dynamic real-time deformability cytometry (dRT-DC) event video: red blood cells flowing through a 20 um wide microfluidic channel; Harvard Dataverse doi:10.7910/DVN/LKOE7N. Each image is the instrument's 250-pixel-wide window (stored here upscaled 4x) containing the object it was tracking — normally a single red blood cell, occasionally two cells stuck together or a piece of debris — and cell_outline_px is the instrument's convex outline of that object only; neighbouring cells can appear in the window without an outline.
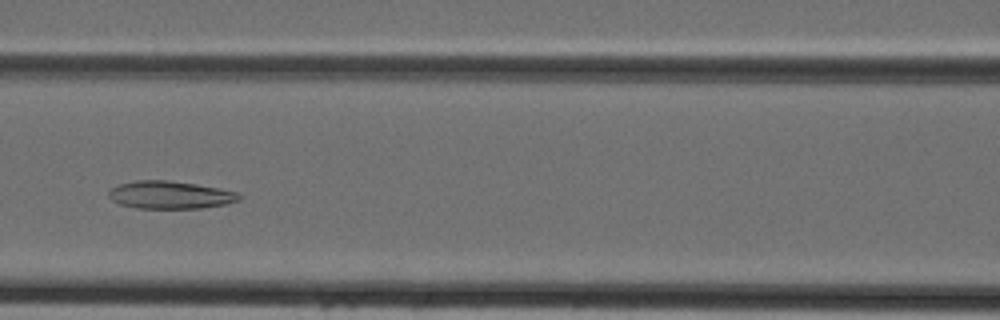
{"species": "Egyptian fruit bat (a non-hibernating species)", "species_latin": "Rousettus aegyptiacus", "temperature_condition": "cold", "stored_images_in_passage": 44, "camera_frame_rate_fps": 3000, "um_per_image_px": 0.085, "animal": {"sex": "female"}, "frame": {"image": 1, "passage_image": 19, "time_ms": 6.0, "image_size_px": [1000, 320], "cell_outline_px": [[240, 200], [224, 204], [200, 208], [136, 208], [120, 204], [112, 200], [108, 196], [108, 192], [112, 188], [120, 184], [136, 180], [168, 180], [196, 184], [220, 188], [236, 192], [240, 196]], "centroid_in_image_um": [14.44, 16.56], "position_along_channel_um": 152.2, "area_um2": 20.92}}
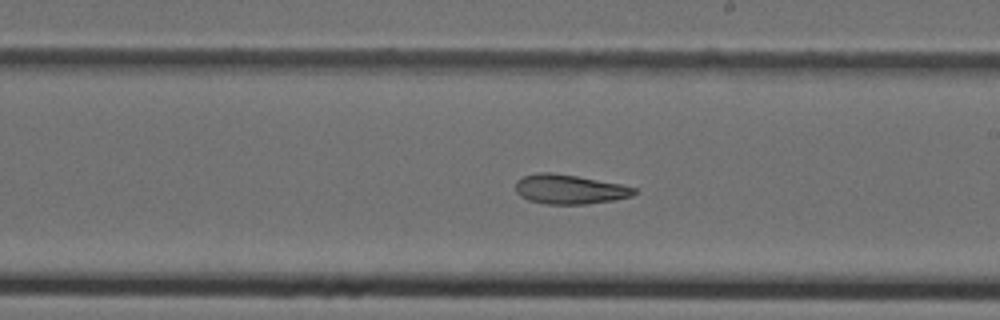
{"frame": {"image": 2, "passage_image": 25, "time_ms": 8.0, "image_size_px": [1000, 320], "cell_outline_px": [[640, 192], [632, 196], [612, 200], [588, 204], [544, 204], [528, 200], [520, 196], [516, 192], [516, 180], [524, 176], [536, 172], [552, 172], [576, 176], [620, 184], [636, 188]], "centroid_in_image_um": [48.4, 16.09], "position_along_channel_um": 240.6, "area_um2": 20.46}}
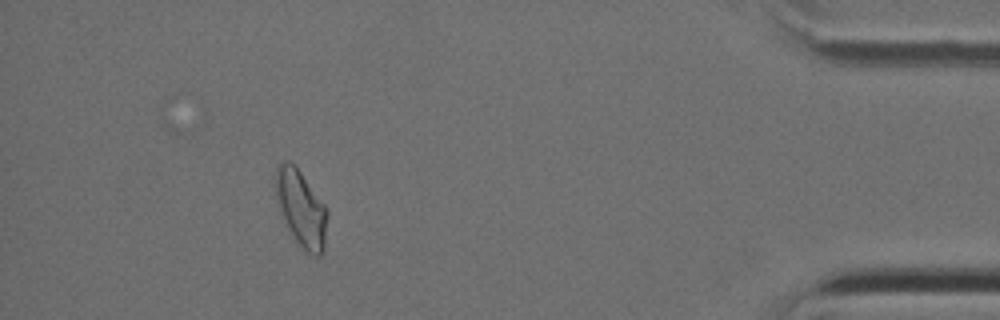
{"frame": {"image": 3, "passage_image": 40, "time_ms": 13.0, "image_size_px": [1000, 320], "cell_outline_px": [[328, 216], [324, 252], [320, 256], [312, 256], [304, 252], [292, 240], [280, 212], [276, 200], [276, 168], [284, 160], [288, 160], [300, 172], [328, 208]], "centroid_in_image_um": [25.61, 17.82], "position_along_channel_um": 409.6, "area_um2": 23.52}}